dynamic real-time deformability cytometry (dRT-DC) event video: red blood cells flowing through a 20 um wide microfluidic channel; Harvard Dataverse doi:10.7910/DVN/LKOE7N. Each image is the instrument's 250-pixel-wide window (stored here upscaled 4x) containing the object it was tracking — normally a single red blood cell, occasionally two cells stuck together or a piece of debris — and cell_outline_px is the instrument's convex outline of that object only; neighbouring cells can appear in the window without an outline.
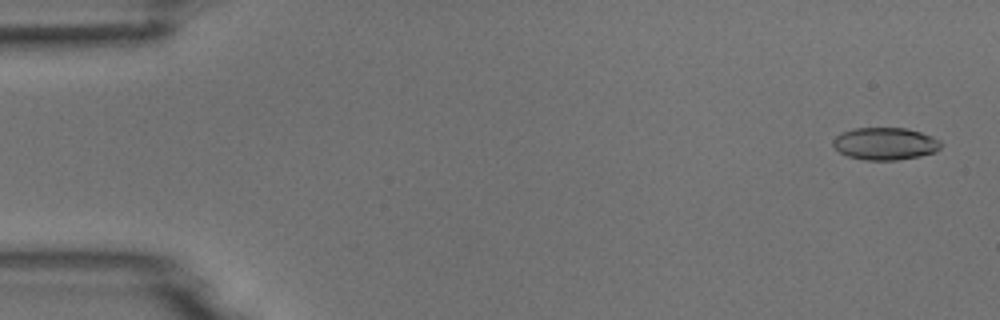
{"species": "common noctule bat (a hibernating species)", "species_latin": "Nyctalus noctula", "temperature_condition": "room temperature", "stored_images_in_passage": 53, "camera_frame_rate_fps": 3000, "um_per_image_px": 0.085, "animal": {"sex": "male", "body_mass_g": 18.8}, "frame": {"image": 1, "passage_image": 2, "time_ms": 0.333, "image_size_px": [1000, 320], "cell_outline_px": [[940, 148], [936, 152], [920, 156], [896, 160], [864, 160], [848, 156], [840, 152], [832, 144], [832, 140], [840, 132], [856, 128], [908, 128], [932, 136], [940, 140]], "centroid_in_image_um": [75.23, 12.21], "position_along_channel_um": 9.8, "area_um2": 20.4}}
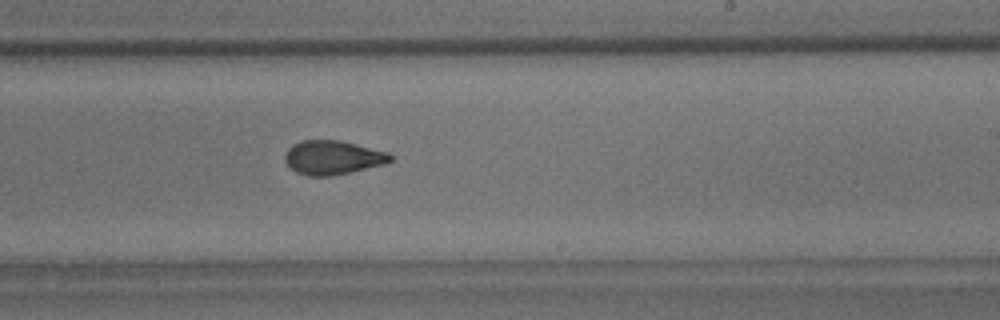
{"frame": {"image": 2, "passage_image": 32, "time_ms": 10.333, "image_size_px": [1000, 320], "cell_outline_px": [[392, 160], [384, 164], [332, 176], [308, 176], [296, 172], [284, 160], [284, 156], [288, 148], [292, 144], [300, 140], [340, 140], [388, 152], [392, 156]], "centroid_in_image_um": [28.26, 13.38], "position_along_channel_um": 260.7, "area_um2": 20.87}}
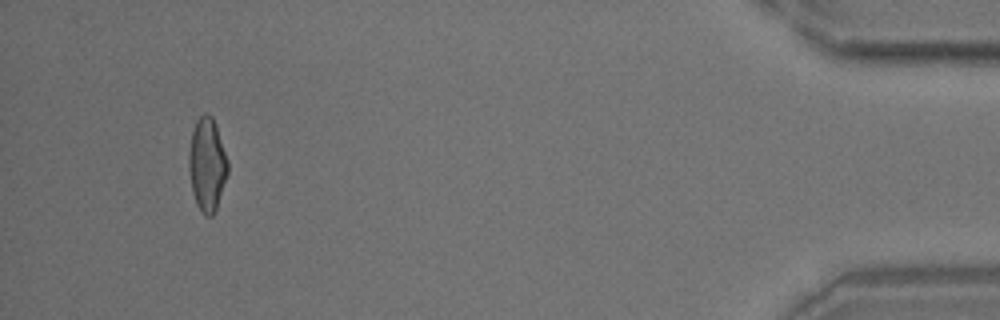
{"frame": {"image": 3, "passage_image": 50, "time_ms": 16.333, "image_size_px": [1000, 320], "cell_outline_px": [[228, 172], [216, 208], [212, 216], [204, 216], [200, 212], [196, 204], [192, 192], [188, 168], [188, 152], [192, 132], [196, 120], [204, 112], [208, 112], [212, 116], [216, 124], [228, 160]], "centroid_in_image_um": [17.59, 13.97], "position_along_channel_um": 417.6, "area_um2": 21.44}}